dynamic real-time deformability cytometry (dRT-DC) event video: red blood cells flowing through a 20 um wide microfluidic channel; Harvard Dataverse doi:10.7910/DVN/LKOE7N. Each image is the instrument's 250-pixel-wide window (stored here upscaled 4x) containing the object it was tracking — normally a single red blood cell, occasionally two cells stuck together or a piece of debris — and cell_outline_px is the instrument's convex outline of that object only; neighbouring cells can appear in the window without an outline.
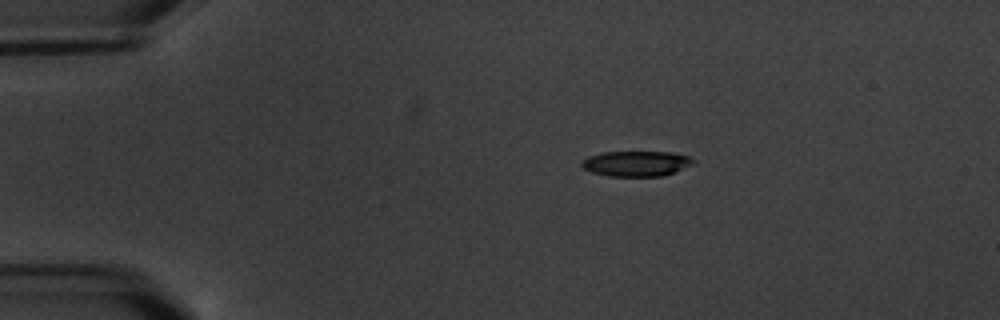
{"species": "common noctule bat (a hibernating species)", "species_latin": "Nyctalus noctula", "temperature_condition": "warm", "stored_images_in_passage": 4, "camera_frame_rate_fps": 3000, "um_per_image_px": 0.085, "animal": {"sex": "male", "body_mass_g": 20.1, "forearm_length_mm": 53.5}, "frame": {"image": 1, "passage_image": 2, "time_ms": 1.333, "image_size_px": [1000, 320], "cell_outline_px": [[696, 160], [692, 164], [676, 172], [664, 176], [608, 176], [592, 172], [584, 168], [580, 164], [588, 156], [600, 152], [672, 152], [688, 156]], "centroid_in_image_um": [54.1, 13.9], "position_along_channel_um": 30.9, "area_um2": 16.53}}
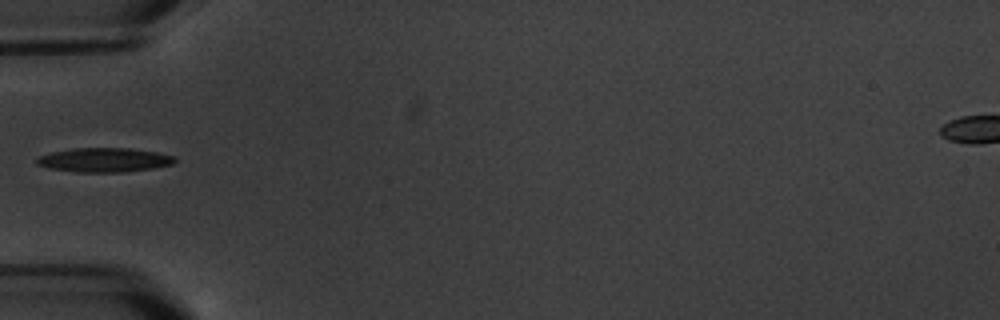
{"frame": {"image": 2, "passage_image": 4, "time_ms": 4.333, "image_size_px": [1000, 320], "cell_outline_px": [[176, 160], [172, 164], [152, 168], [124, 172], [80, 172], [48, 168], [36, 164], [36, 160], [40, 156], [52, 152], [72, 148], [132, 148], [156, 152], [176, 156]], "centroid_in_image_um": [8.87, 13.59], "position_along_channel_um": 76.1, "area_um2": 19.42}}